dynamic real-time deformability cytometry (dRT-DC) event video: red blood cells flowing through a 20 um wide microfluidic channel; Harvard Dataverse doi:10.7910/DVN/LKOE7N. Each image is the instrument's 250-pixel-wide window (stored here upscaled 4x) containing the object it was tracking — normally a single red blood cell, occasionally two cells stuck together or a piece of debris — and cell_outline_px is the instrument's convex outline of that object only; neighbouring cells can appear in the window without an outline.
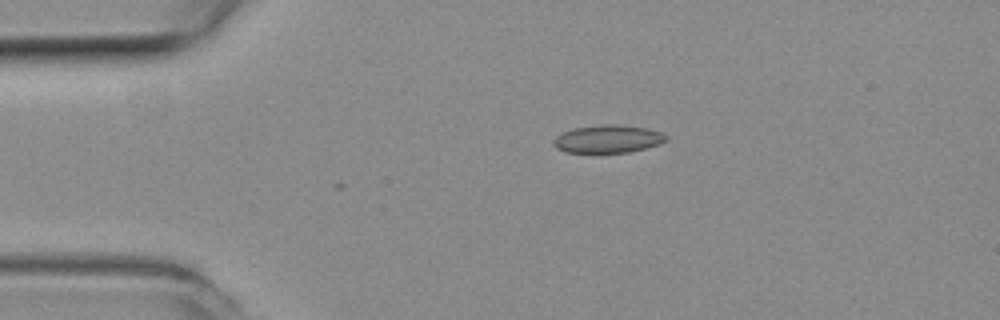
{"species": "common noctule bat (a hibernating species)", "species_latin": "Nyctalus noctula", "temperature_condition": "room temperature", "stored_images_in_passage": 32, "camera_frame_rate_fps": 3000, "um_per_image_px": 0.085, "animal": {"sex": "female", "body_mass_g": 19.3, "forearm_length_mm": 54.1}, "frame": {"image": 1, "passage_image": 1, "time_ms": 0.0, "image_size_px": [1000, 320], "cell_outline_px": [[668, 140], [660, 144], [628, 152], [564, 152], [556, 148], [552, 144], [552, 140], [556, 136], [564, 132], [576, 128], [604, 124], [620, 124], [648, 128], [660, 132], [668, 136]], "centroid_in_image_um": [51.69, 11.8], "position_along_channel_um": 33.3, "area_um2": 18.26}}
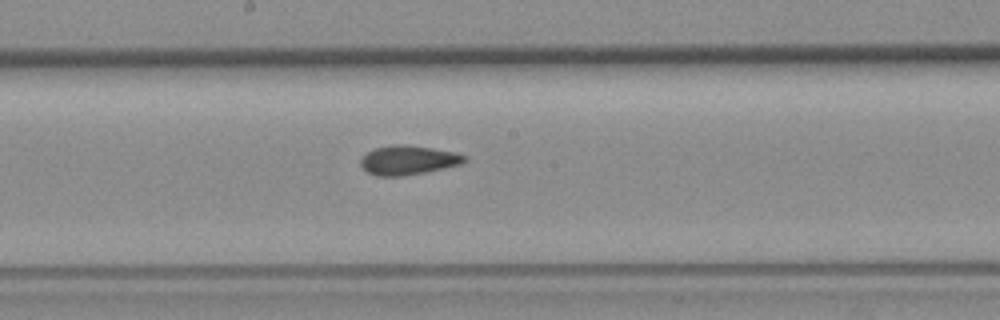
{"frame": {"image": 2, "passage_image": 18, "time_ms": 5.667, "image_size_px": [1000, 320], "cell_outline_px": [[468, 160], [460, 164], [444, 168], [424, 172], [400, 176], [376, 176], [368, 172], [360, 164], [360, 160], [368, 152], [376, 148], [396, 144], [404, 144], [432, 148], [456, 152], [468, 156]], "centroid_in_image_um": [34.73, 13.61], "position_along_channel_um": 213.5, "area_um2": 17.57}}
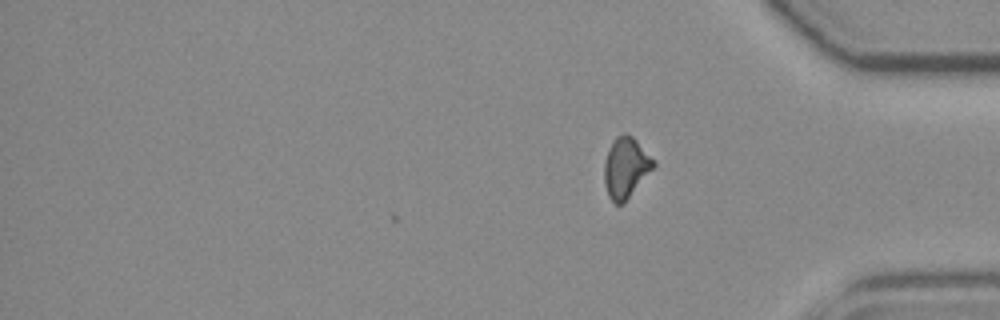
{"frame": {"image": 3, "passage_image": 32, "time_ms": 10.333, "image_size_px": [1000, 320], "cell_outline_px": [[656, 164], [624, 204], [616, 204], [608, 196], [604, 184], [604, 164], [612, 140], [616, 136], [624, 132], [632, 136], [656, 160]], "centroid_in_image_um": [53.19, 14.24], "position_along_channel_um": 382.0, "area_um2": 17.46}, "authors_computed_cell_mechanics": {"area_um2": 17.4556, "velocity_mm_per_s": 3.8809, "shape_relaxation_time_tau1_ms": null, "shape_relaxation_time_tau2_ms": 2.4402, "deformation_change_tau1": null, "deformation_change_tau2": 0.0935}}